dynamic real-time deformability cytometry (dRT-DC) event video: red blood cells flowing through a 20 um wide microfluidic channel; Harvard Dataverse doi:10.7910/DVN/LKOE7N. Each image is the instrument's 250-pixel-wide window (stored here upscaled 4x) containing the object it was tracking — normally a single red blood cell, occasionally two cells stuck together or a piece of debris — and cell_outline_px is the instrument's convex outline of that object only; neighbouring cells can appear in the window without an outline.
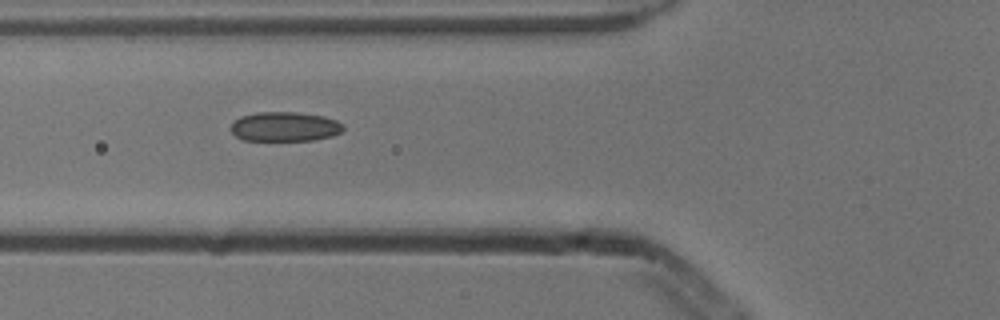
{"species": "common noctule bat (a hibernating species)", "species_latin": "Nyctalus noctula", "temperature_condition": "cold", "stored_images_in_passage": 7, "camera_frame_rate_fps": 3000, "um_per_image_px": 0.085, "animal": {"sex": "male", "body_mass_g": 13.3}, "frame": {"image": 1, "passage_image": 6, "time_ms": 1.667, "image_size_px": [1000, 320], "cell_outline_px": [[344, 128], [340, 132], [332, 136], [312, 140], [244, 140], [236, 136], [228, 128], [232, 120], [240, 116], [256, 112], [296, 112], [324, 116], [336, 120], [344, 124]], "centroid_in_image_um": [24.16, 10.75], "position_along_channel_um": 101.6, "area_um2": 19.54}}
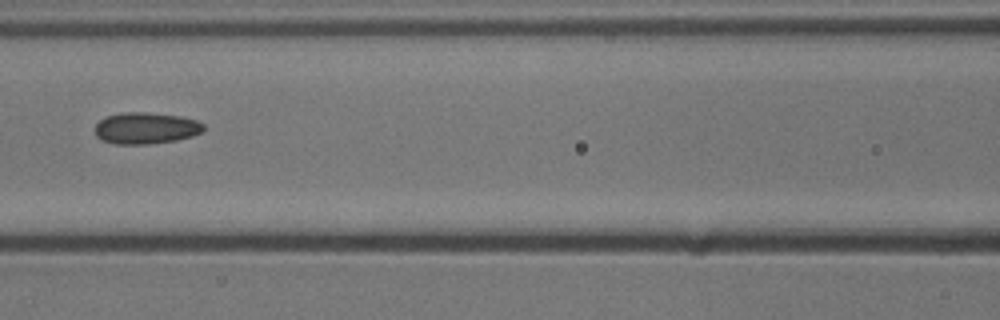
{"frame": {"image": 2, "passage_image": 7, "time_ms": 2.0, "image_size_px": [1000, 320], "cell_outline_px": [[204, 132], [192, 136], [176, 140], [148, 144], [112, 144], [100, 140], [96, 136], [96, 124], [100, 120], [108, 116], [124, 112], [144, 112], [180, 116], [196, 120], [204, 124]], "centroid_in_image_um": [12.4, 10.9], "position_along_channel_um": 154.2, "area_um2": 20.0}}